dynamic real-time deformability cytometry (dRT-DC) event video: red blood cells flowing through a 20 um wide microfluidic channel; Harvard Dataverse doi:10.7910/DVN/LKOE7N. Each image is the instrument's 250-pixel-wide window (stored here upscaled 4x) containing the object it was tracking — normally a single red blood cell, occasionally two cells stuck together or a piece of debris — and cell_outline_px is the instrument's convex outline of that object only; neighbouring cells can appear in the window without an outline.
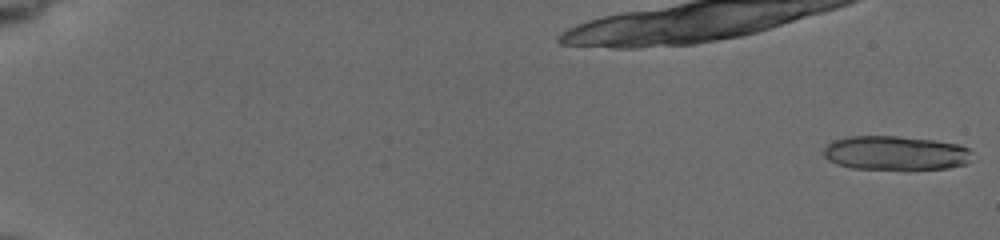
{"species": "common noctule bat (a hibernating species)", "species_latin": "Nyctalus noctula", "temperature_condition": "cold", "stored_images_in_passage": 21, "camera_frame_rate_fps": 3000, "um_per_image_px": 0.085, "animal": {"sex": "female", "body_mass_g": 19.5, "forearm_length_mm": 54.1}, "frame": {"image": 1, "passage_image": 1, "time_ms": 0.0, "image_size_px": [1000, 240], "cell_outline_px": [[976, 160], [964, 164], [948, 168], [908, 172], [852, 168], [836, 164], [828, 160], [824, 156], [824, 148], [832, 140], [848, 136], [896, 136], [932, 140], [960, 144], [968, 148], [972, 152]], "centroid_in_image_um": [76.18, 13.05], "position_along_channel_um": 8.8, "area_um2": 30.92}}